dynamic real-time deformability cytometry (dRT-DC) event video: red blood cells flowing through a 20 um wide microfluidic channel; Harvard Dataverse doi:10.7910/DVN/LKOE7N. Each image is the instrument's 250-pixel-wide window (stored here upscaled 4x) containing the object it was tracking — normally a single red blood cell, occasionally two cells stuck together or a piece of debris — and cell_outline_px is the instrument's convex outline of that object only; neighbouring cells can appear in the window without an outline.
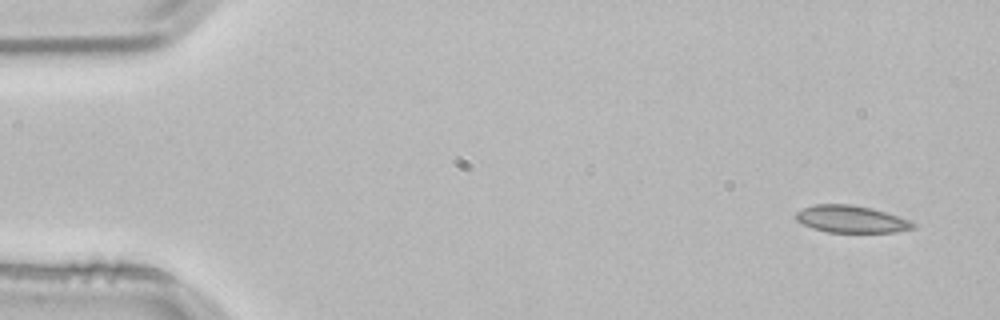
{"species": "common noctule bat (a hibernating species)", "species_latin": "Nyctalus noctula", "temperature_condition": "room temperature", "stored_images_in_passage": 4, "segment_of_instrument_passage": [2, 2], "camera_frame_rate_fps": 3000, "um_per_image_px": 0.085, "animal": {"sex": "male", "body_mass_g": 21.5, "forearm_length_mm": 52.0}, "frame": {"image": 1, "passage_image": 4, "time_ms": 1.0, "image_size_px": [1000, 320], "cell_outline_px": [[916, 228], [896, 232], [828, 232], [812, 228], [796, 220], [796, 212], [804, 208], [816, 204], [852, 204], [872, 208], [912, 220], [916, 224]], "centroid_in_image_um": [72.4, 18.63], "position_along_channel_um": 12.6, "area_um2": 18.61}}